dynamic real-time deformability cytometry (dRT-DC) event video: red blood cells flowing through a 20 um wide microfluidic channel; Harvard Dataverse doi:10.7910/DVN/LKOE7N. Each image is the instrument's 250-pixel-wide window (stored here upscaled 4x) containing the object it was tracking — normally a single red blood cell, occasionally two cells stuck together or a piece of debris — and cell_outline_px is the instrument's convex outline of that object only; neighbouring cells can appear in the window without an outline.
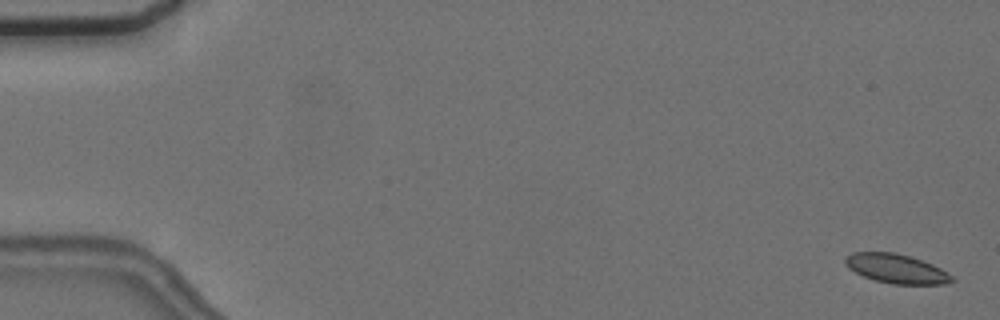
{"species": "common noctule bat (a hibernating species)", "species_latin": "Nyctalus noctula", "temperature_condition": "cold", "stored_images_in_passage": 58, "camera_frame_rate_fps": 3000, "um_per_image_px": 0.085, "animal": {"sex": "female", "body_mass_g": 24.6, "forearm_length_mm": 56.2}, "frame": {"image": 1, "passage_image": 1, "time_ms": 0.0, "image_size_px": [1000, 320], "cell_outline_px": [[956, 280], [944, 284], [892, 284], [876, 280], [864, 276], [848, 268], [844, 264], [844, 260], [852, 252], [892, 252], [908, 256], [932, 264], [948, 272]], "centroid_in_image_um": [76.19, 22.84], "position_along_channel_um": 8.8, "area_um2": 17.98}}
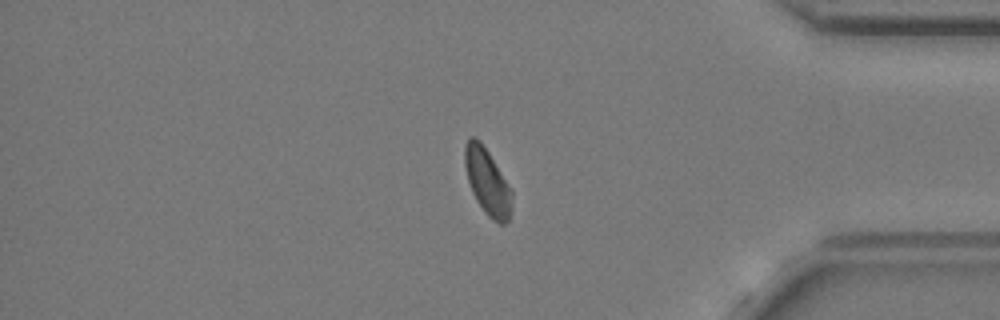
{"frame": {"image": 2, "passage_image": 48, "time_ms": 15.667, "image_size_px": [1000, 320], "cell_outline_px": [[512, 196], [508, 220], [504, 224], [500, 224], [492, 220], [484, 212], [476, 200], [472, 192], [468, 180], [464, 164], [464, 144], [472, 136], [476, 136], [480, 140], [512, 188]], "centroid_in_image_um": [41.41, 15.43], "position_along_channel_um": 393.8, "area_um2": 18.21}}
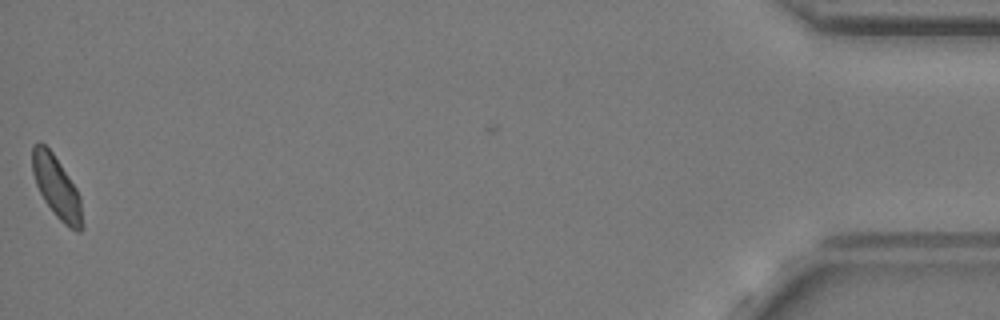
{"frame": {"image": 3, "passage_image": 57, "time_ms": 18.667, "image_size_px": [1000, 320], "cell_outline_px": [[84, 228], [80, 232], [76, 232], [64, 224], [56, 216], [44, 200], [36, 184], [32, 172], [32, 144], [40, 140], [52, 152], [76, 188], [80, 196]], "centroid_in_image_um": [4.82, 15.92], "position_along_channel_um": 430.4, "area_um2": 18.09}, "authors_computed_cell_mechanics": {"area_um2": 18.207, "velocity_mm_per_s": 3.5954, "shape_relaxation_time_tau1_ms": null, "shape_relaxation_time_tau2_ms": 1.7068, "deformation_change_tau1": null, "deformation_change_tau2": 0.0589}}